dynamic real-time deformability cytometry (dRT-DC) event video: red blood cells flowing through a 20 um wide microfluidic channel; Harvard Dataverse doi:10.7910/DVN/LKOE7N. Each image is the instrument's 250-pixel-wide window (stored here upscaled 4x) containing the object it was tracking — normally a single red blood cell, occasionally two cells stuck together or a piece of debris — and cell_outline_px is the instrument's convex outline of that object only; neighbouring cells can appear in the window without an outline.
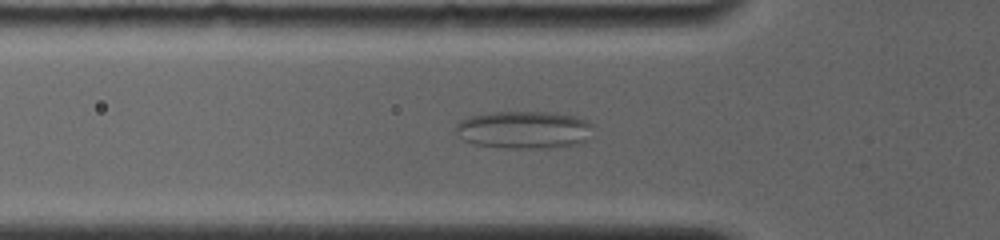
{"species": "common noctule bat (a hibernating species)", "species_latin": "Nyctalus noctula", "temperature_condition": "room temperature", "stored_images_in_passage": 54, "camera_frame_rate_fps": 4000, "um_per_image_px": 0.085, "animal": {"sex": "female", "body_mass_g": 19.0, "forearm_length_mm": 56.7}, "frame": {"image": 1, "passage_image": 18, "time_ms": 4.75, "image_size_px": [1000, 240], "cell_outline_px": [[592, 124], [588, 140], [580, 144], [552, 148], [504, 148], [476, 144], [464, 140], [456, 132], [456, 124], [460, 120], [468, 116], [488, 112], [556, 112], [588, 120]], "centroid_in_image_um": [44.55, 11.03], "position_along_channel_um": 81.2, "area_um2": 30.4}}
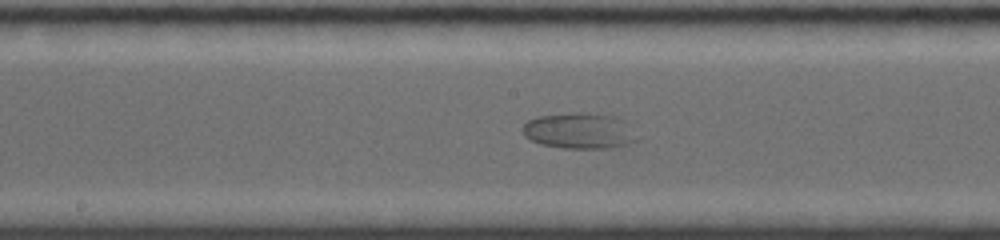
{"frame": {"image": 2, "passage_image": 31, "time_ms": 8.0, "image_size_px": [1000, 240], "cell_outline_px": [[636, 140], [628, 144], [612, 148], [564, 148], [540, 144], [524, 136], [520, 128], [528, 120], [540, 116], [576, 112], [580, 112], [616, 116], [624, 120]], "centroid_in_image_um": [49.18, 11.12], "position_along_channel_um": 199.0, "area_um2": 23.7}}
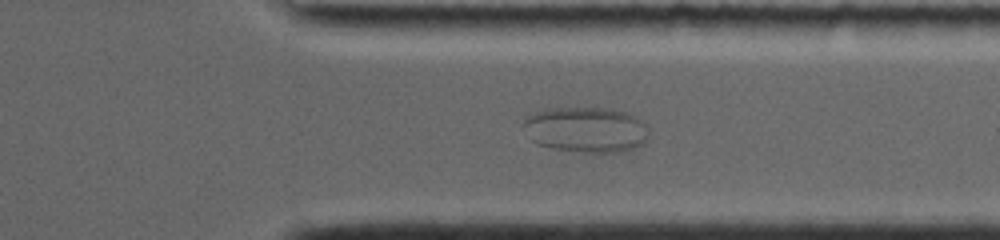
{"frame": {"image": 3, "passage_image": 39, "time_ms": 12.5, "image_size_px": [1000, 240], "cell_outline_px": [[648, 136], [644, 144], [636, 148], [620, 152], [584, 152], [552, 148], [536, 144], [532, 140], [524, 124], [524, 120], [528, 116], [544, 108], [608, 108], [624, 112], [636, 116], [648, 128]], "centroid_in_image_um": [49.85, 11.02], "position_along_channel_um": 361.6, "area_um2": 33.18}}